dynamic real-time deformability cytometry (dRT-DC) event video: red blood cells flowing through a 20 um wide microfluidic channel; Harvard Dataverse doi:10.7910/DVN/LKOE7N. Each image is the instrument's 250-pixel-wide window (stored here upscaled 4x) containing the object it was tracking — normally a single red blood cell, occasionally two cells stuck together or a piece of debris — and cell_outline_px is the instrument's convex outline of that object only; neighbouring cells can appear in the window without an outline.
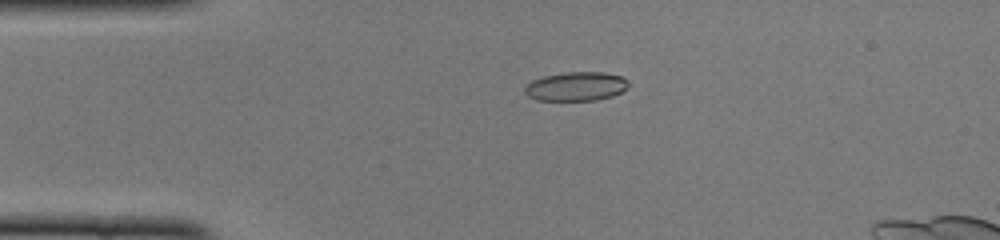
{"species": "common noctule bat (a hibernating species)", "species_latin": "Nyctalus noctula", "temperature_condition": "cold", "stored_images_in_passage": 39, "camera_frame_rate_fps": 3000, "um_per_image_px": 0.085, "animal": {"sex": "female", "body_mass_g": 22.0, "forearm_length_mm": 56.7}, "frame": {"image": 1, "passage_image": 1, "time_ms": 0.0, "image_size_px": [1000, 240], "cell_outline_px": [[628, 88], [612, 96], [596, 100], [536, 100], [528, 96], [524, 92], [524, 84], [532, 80], [544, 76], [564, 72], [604, 72], [620, 76], [628, 80]], "centroid_in_image_um": [48.93, 7.34], "position_along_channel_um": 36.1, "area_um2": 17.63}}
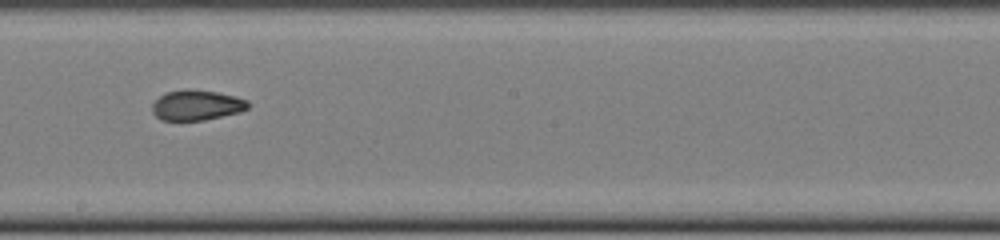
{"frame": {"image": 2, "passage_image": 18, "time_ms": 5.667, "image_size_px": [1000, 240], "cell_outline_px": [[248, 108], [240, 112], [204, 120], [160, 120], [152, 112], [152, 104], [164, 92], [184, 88], [188, 88], [216, 92], [236, 96], [248, 100]], "centroid_in_image_um": [16.69, 8.92], "position_along_channel_um": 231.5, "area_um2": 17.05}}
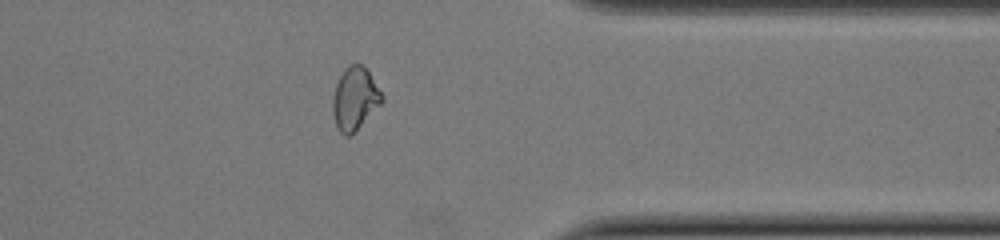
{"frame": {"image": 3, "passage_image": 30, "time_ms": 9.667, "image_size_px": [1000, 240], "cell_outline_px": [[384, 100], [348, 136], [344, 136], [336, 128], [332, 112], [332, 100], [336, 84], [344, 68], [348, 64], [360, 64], [368, 72], [384, 96]], "centroid_in_image_um": [30.12, 8.36], "position_along_channel_um": 381.3, "area_um2": 17.57}}